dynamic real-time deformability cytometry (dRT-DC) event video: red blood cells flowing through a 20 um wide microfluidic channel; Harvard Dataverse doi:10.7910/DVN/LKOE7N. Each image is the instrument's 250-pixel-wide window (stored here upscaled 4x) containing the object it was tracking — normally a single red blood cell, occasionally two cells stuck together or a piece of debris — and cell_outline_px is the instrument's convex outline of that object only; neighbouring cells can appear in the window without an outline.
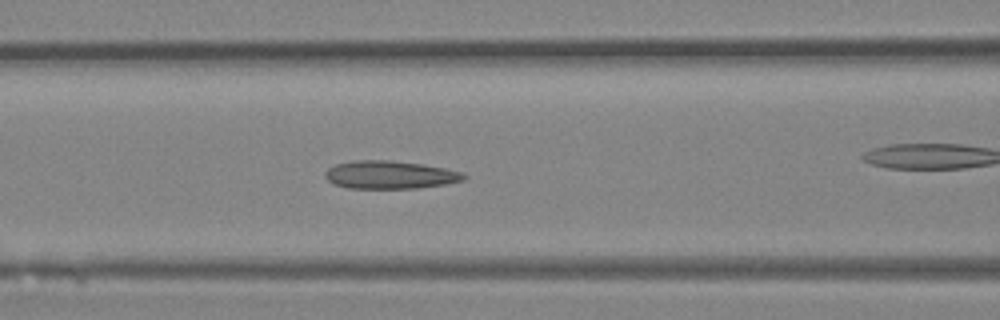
{"species": "Egyptian fruit bat (a non-hibernating species)", "species_latin": "Rousettus aegyptiacus", "temperature_condition": "room temperature", "stored_images_in_passage": 35, "camera_frame_rate_fps": 3000, "um_per_image_px": 0.085, "animal": {"sex": "female"}, "frame": {"image": 1, "passage_image": 11, "time_ms": 3.333, "image_size_px": [1000, 320], "cell_outline_px": [[468, 176], [464, 180], [444, 184], [416, 188], [348, 188], [332, 184], [324, 176], [324, 172], [328, 168], [336, 164], [352, 160], [392, 160], [424, 164], [464, 172]], "centroid_in_image_um": [33.13, 14.85], "position_along_channel_um": 133.5, "area_um2": 22.83}}
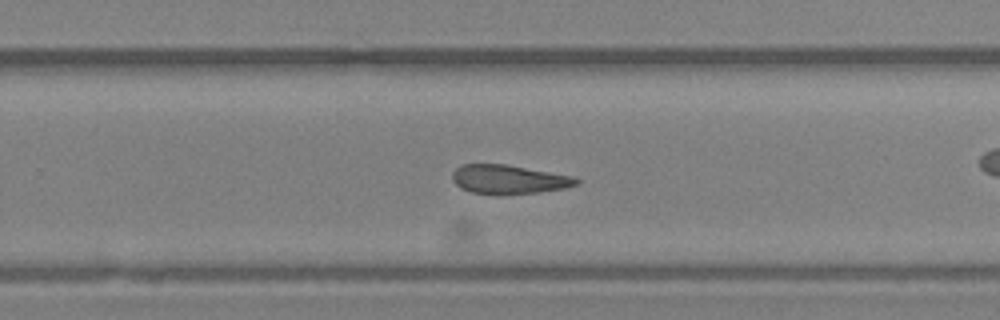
{"frame": {"image": 2, "passage_image": 20, "time_ms": 6.333, "image_size_px": [1000, 320], "cell_outline_px": [[580, 184], [568, 188], [540, 192], [472, 192], [460, 188], [452, 180], [452, 172], [460, 164], [504, 164], [576, 176], [580, 180]], "centroid_in_image_um": [43.31, 15.21], "position_along_channel_um": 286.5, "area_um2": 20.58}}